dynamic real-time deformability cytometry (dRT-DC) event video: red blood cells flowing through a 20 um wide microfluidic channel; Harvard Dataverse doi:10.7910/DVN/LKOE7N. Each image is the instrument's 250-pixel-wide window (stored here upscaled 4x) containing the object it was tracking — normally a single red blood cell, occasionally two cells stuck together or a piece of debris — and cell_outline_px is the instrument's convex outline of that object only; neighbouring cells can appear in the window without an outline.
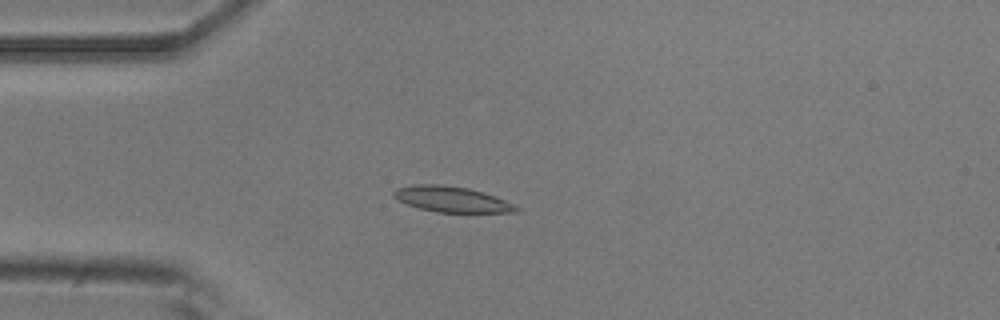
{"species": "common noctule bat (a hibernating species)", "species_latin": "Nyctalus noctula", "temperature_condition": "room temperature", "stored_images_in_passage": 5, "camera_frame_rate_fps": 3000, "um_per_image_px": 0.085, "animal": {"sex": "male", "body_mass_g": 20.5, "forearm_length_mm": 52.5}, "frame": {"image": 1, "passage_image": 4, "time_ms": 1.0, "image_size_px": [1000, 320], "cell_outline_px": [[520, 208], [516, 212], [436, 212], [420, 208], [396, 200], [392, 196], [392, 192], [396, 188], [416, 184], [440, 184], [468, 188], [516, 204]], "centroid_in_image_um": [38.35, 16.93], "position_along_channel_um": 46.7, "area_um2": 18.15}}